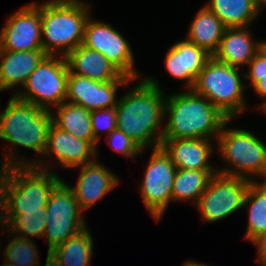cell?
Masks as SVG:
<instances>
[{
	"mask_svg": "<svg viewBox=\"0 0 266 266\" xmlns=\"http://www.w3.org/2000/svg\"><path fill=\"white\" fill-rule=\"evenodd\" d=\"M134 82L135 86L123 93L116 105L117 129L142 150L161 147L167 93L156 77L145 76Z\"/></svg>",
	"mask_w": 266,
	"mask_h": 266,
	"instance_id": "1",
	"label": "cell"
},
{
	"mask_svg": "<svg viewBox=\"0 0 266 266\" xmlns=\"http://www.w3.org/2000/svg\"><path fill=\"white\" fill-rule=\"evenodd\" d=\"M52 124L51 111L35 106L31 102L11 95L3 111H0V139L7 150L3 151L0 168L11 166H35L47 147L48 130ZM13 147V148H12ZM17 150H16V148ZM19 147L39 154L40 157L27 159L21 156ZM13 149V150H12Z\"/></svg>",
	"mask_w": 266,
	"mask_h": 266,
	"instance_id": "2",
	"label": "cell"
},
{
	"mask_svg": "<svg viewBox=\"0 0 266 266\" xmlns=\"http://www.w3.org/2000/svg\"><path fill=\"white\" fill-rule=\"evenodd\" d=\"M164 119H167V123L164 125L162 139L217 140L228 118L193 89H182L166 95Z\"/></svg>",
	"mask_w": 266,
	"mask_h": 266,
	"instance_id": "3",
	"label": "cell"
},
{
	"mask_svg": "<svg viewBox=\"0 0 266 266\" xmlns=\"http://www.w3.org/2000/svg\"><path fill=\"white\" fill-rule=\"evenodd\" d=\"M62 180L55 171L35 166L0 169V215L43 211L51 192Z\"/></svg>",
	"mask_w": 266,
	"mask_h": 266,
	"instance_id": "4",
	"label": "cell"
},
{
	"mask_svg": "<svg viewBox=\"0 0 266 266\" xmlns=\"http://www.w3.org/2000/svg\"><path fill=\"white\" fill-rule=\"evenodd\" d=\"M41 2L42 49L47 55L66 57L82 44L92 5L84 0Z\"/></svg>",
	"mask_w": 266,
	"mask_h": 266,
	"instance_id": "5",
	"label": "cell"
},
{
	"mask_svg": "<svg viewBox=\"0 0 266 266\" xmlns=\"http://www.w3.org/2000/svg\"><path fill=\"white\" fill-rule=\"evenodd\" d=\"M232 120L225 121L216 140V152L226 164L217 166V172L252 182L266 181V143L250 130L229 128Z\"/></svg>",
	"mask_w": 266,
	"mask_h": 266,
	"instance_id": "6",
	"label": "cell"
},
{
	"mask_svg": "<svg viewBox=\"0 0 266 266\" xmlns=\"http://www.w3.org/2000/svg\"><path fill=\"white\" fill-rule=\"evenodd\" d=\"M241 69L211 57L199 73L193 90L208 99L228 119H236L247 109L244 88L245 77Z\"/></svg>",
	"mask_w": 266,
	"mask_h": 266,
	"instance_id": "7",
	"label": "cell"
},
{
	"mask_svg": "<svg viewBox=\"0 0 266 266\" xmlns=\"http://www.w3.org/2000/svg\"><path fill=\"white\" fill-rule=\"evenodd\" d=\"M68 77L65 57L46 55L15 96L52 111L66 100Z\"/></svg>",
	"mask_w": 266,
	"mask_h": 266,
	"instance_id": "8",
	"label": "cell"
},
{
	"mask_svg": "<svg viewBox=\"0 0 266 266\" xmlns=\"http://www.w3.org/2000/svg\"><path fill=\"white\" fill-rule=\"evenodd\" d=\"M45 210L46 227L42 240L46 245L48 243L47 254L87 227L86 215L64 179L51 192Z\"/></svg>",
	"mask_w": 266,
	"mask_h": 266,
	"instance_id": "9",
	"label": "cell"
},
{
	"mask_svg": "<svg viewBox=\"0 0 266 266\" xmlns=\"http://www.w3.org/2000/svg\"><path fill=\"white\" fill-rule=\"evenodd\" d=\"M151 150L139 185V193L152 219L159 222L172 203L171 193L177 168L162 147Z\"/></svg>",
	"mask_w": 266,
	"mask_h": 266,
	"instance_id": "10",
	"label": "cell"
},
{
	"mask_svg": "<svg viewBox=\"0 0 266 266\" xmlns=\"http://www.w3.org/2000/svg\"><path fill=\"white\" fill-rule=\"evenodd\" d=\"M251 182L245 178L219 173L213 175L195 205L201 215L202 224L221 221L242 210Z\"/></svg>",
	"mask_w": 266,
	"mask_h": 266,
	"instance_id": "11",
	"label": "cell"
},
{
	"mask_svg": "<svg viewBox=\"0 0 266 266\" xmlns=\"http://www.w3.org/2000/svg\"><path fill=\"white\" fill-rule=\"evenodd\" d=\"M82 45L100 52L122 75L132 80L143 78L135 69V55L121 31L92 14L85 23Z\"/></svg>",
	"mask_w": 266,
	"mask_h": 266,
	"instance_id": "12",
	"label": "cell"
},
{
	"mask_svg": "<svg viewBox=\"0 0 266 266\" xmlns=\"http://www.w3.org/2000/svg\"><path fill=\"white\" fill-rule=\"evenodd\" d=\"M98 145L96 140H80L52 123L48 130L46 150L35 167L55 171L52 167L57 164L71 170L95 161L100 155Z\"/></svg>",
	"mask_w": 266,
	"mask_h": 266,
	"instance_id": "13",
	"label": "cell"
},
{
	"mask_svg": "<svg viewBox=\"0 0 266 266\" xmlns=\"http://www.w3.org/2000/svg\"><path fill=\"white\" fill-rule=\"evenodd\" d=\"M41 3L32 1L8 15L0 31V50L42 49Z\"/></svg>",
	"mask_w": 266,
	"mask_h": 266,
	"instance_id": "14",
	"label": "cell"
},
{
	"mask_svg": "<svg viewBox=\"0 0 266 266\" xmlns=\"http://www.w3.org/2000/svg\"><path fill=\"white\" fill-rule=\"evenodd\" d=\"M132 82L134 80L124 75L117 80L100 82L69 72L65 101L82 106L90 112L116 107L119 101L117 91L121 87L130 88Z\"/></svg>",
	"mask_w": 266,
	"mask_h": 266,
	"instance_id": "15",
	"label": "cell"
},
{
	"mask_svg": "<svg viewBox=\"0 0 266 266\" xmlns=\"http://www.w3.org/2000/svg\"><path fill=\"white\" fill-rule=\"evenodd\" d=\"M98 159V160H97ZM93 162L74 167L80 169L75 186H71L80 209L85 213L97 202L103 200L120 183V178L108 166L99 162V157Z\"/></svg>",
	"mask_w": 266,
	"mask_h": 266,
	"instance_id": "16",
	"label": "cell"
},
{
	"mask_svg": "<svg viewBox=\"0 0 266 266\" xmlns=\"http://www.w3.org/2000/svg\"><path fill=\"white\" fill-rule=\"evenodd\" d=\"M165 71L177 81H183L184 89H193L199 73L212 57L205 49L185 37L165 52Z\"/></svg>",
	"mask_w": 266,
	"mask_h": 266,
	"instance_id": "17",
	"label": "cell"
},
{
	"mask_svg": "<svg viewBox=\"0 0 266 266\" xmlns=\"http://www.w3.org/2000/svg\"><path fill=\"white\" fill-rule=\"evenodd\" d=\"M215 141L202 138L162 139L161 147L177 169L217 170V165L214 166L211 161L213 154H218L213 152L216 151Z\"/></svg>",
	"mask_w": 266,
	"mask_h": 266,
	"instance_id": "18",
	"label": "cell"
},
{
	"mask_svg": "<svg viewBox=\"0 0 266 266\" xmlns=\"http://www.w3.org/2000/svg\"><path fill=\"white\" fill-rule=\"evenodd\" d=\"M46 55L43 50H0V91L15 95Z\"/></svg>",
	"mask_w": 266,
	"mask_h": 266,
	"instance_id": "19",
	"label": "cell"
},
{
	"mask_svg": "<svg viewBox=\"0 0 266 266\" xmlns=\"http://www.w3.org/2000/svg\"><path fill=\"white\" fill-rule=\"evenodd\" d=\"M250 27L225 28L212 57L232 67L246 68L258 51V40L254 39Z\"/></svg>",
	"mask_w": 266,
	"mask_h": 266,
	"instance_id": "20",
	"label": "cell"
},
{
	"mask_svg": "<svg viewBox=\"0 0 266 266\" xmlns=\"http://www.w3.org/2000/svg\"><path fill=\"white\" fill-rule=\"evenodd\" d=\"M69 72L92 80L107 82L117 80L122 74L100 52L79 45L66 57Z\"/></svg>",
	"mask_w": 266,
	"mask_h": 266,
	"instance_id": "21",
	"label": "cell"
},
{
	"mask_svg": "<svg viewBox=\"0 0 266 266\" xmlns=\"http://www.w3.org/2000/svg\"><path fill=\"white\" fill-rule=\"evenodd\" d=\"M209 1V2H208ZM205 6L226 28L249 27L266 6L260 0H208Z\"/></svg>",
	"mask_w": 266,
	"mask_h": 266,
	"instance_id": "22",
	"label": "cell"
},
{
	"mask_svg": "<svg viewBox=\"0 0 266 266\" xmlns=\"http://www.w3.org/2000/svg\"><path fill=\"white\" fill-rule=\"evenodd\" d=\"M88 226L49 252L50 266H89L93 259V238Z\"/></svg>",
	"mask_w": 266,
	"mask_h": 266,
	"instance_id": "23",
	"label": "cell"
},
{
	"mask_svg": "<svg viewBox=\"0 0 266 266\" xmlns=\"http://www.w3.org/2000/svg\"><path fill=\"white\" fill-rule=\"evenodd\" d=\"M225 28L222 21L204 4L190 22L185 38L213 55Z\"/></svg>",
	"mask_w": 266,
	"mask_h": 266,
	"instance_id": "24",
	"label": "cell"
},
{
	"mask_svg": "<svg viewBox=\"0 0 266 266\" xmlns=\"http://www.w3.org/2000/svg\"><path fill=\"white\" fill-rule=\"evenodd\" d=\"M52 123L80 140L93 138L90 111L84 107L64 101L52 111Z\"/></svg>",
	"mask_w": 266,
	"mask_h": 266,
	"instance_id": "25",
	"label": "cell"
},
{
	"mask_svg": "<svg viewBox=\"0 0 266 266\" xmlns=\"http://www.w3.org/2000/svg\"><path fill=\"white\" fill-rule=\"evenodd\" d=\"M217 170L177 169L173 179L172 202H191L194 206L207 188L211 177Z\"/></svg>",
	"mask_w": 266,
	"mask_h": 266,
	"instance_id": "26",
	"label": "cell"
},
{
	"mask_svg": "<svg viewBox=\"0 0 266 266\" xmlns=\"http://www.w3.org/2000/svg\"><path fill=\"white\" fill-rule=\"evenodd\" d=\"M243 207H247L248 211L246 233L243 236L252 243L266 232V181L250 183Z\"/></svg>",
	"mask_w": 266,
	"mask_h": 266,
	"instance_id": "27",
	"label": "cell"
},
{
	"mask_svg": "<svg viewBox=\"0 0 266 266\" xmlns=\"http://www.w3.org/2000/svg\"><path fill=\"white\" fill-rule=\"evenodd\" d=\"M1 230L25 239L43 238L46 227V210L21 212L18 215H0Z\"/></svg>",
	"mask_w": 266,
	"mask_h": 266,
	"instance_id": "28",
	"label": "cell"
},
{
	"mask_svg": "<svg viewBox=\"0 0 266 266\" xmlns=\"http://www.w3.org/2000/svg\"><path fill=\"white\" fill-rule=\"evenodd\" d=\"M8 237V243L3 251L2 259L6 264L11 266H42L39 259V249L34 240L25 239L23 237L12 234Z\"/></svg>",
	"mask_w": 266,
	"mask_h": 266,
	"instance_id": "29",
	"label": "cell"
},
{
	"mask_svg": "<svg viewBox=\"0 0 266 266\" xmlns=\"http://www.w3.org/2000/svg\"><path fill=\"white\" fill-rule=\"evenodd\" d=\"M117 120L116 107L103 108L90 112V121L93 138L99 143L102 139V133L107 135L114 131Z\"/></svg>",
	"mask_w": 266,
	"mask_h": 266,
	"instance_id": "30",
	"label": "cell"
},
{
	"mask_svg": "<svg viewBox=\"0 0 266 266\" xmlns=\"http://www.w3.org/2000/svg\"><path fill=\"white\" fill-rule=\"evenodd\" d=\"M108 146L121 154L127 159H136L139 155L143 154L146 149H141L135 141H133L127 134L117 128L110 132L106 137Z\"/></svg>",
	"mask_w": 266,
	"mask_h": 266,
	"instance_id": "31",
	"label": "cell"
},
{
	"mask_svg": "<svg viewBox=\"0 0 266 266\" xmlns=\"http://www.w3.org/2000/svg\"><path fill=\"white\" fill-rule=\"evenodd\" d=\"M246 89L252 88L260 81V77H266V58L258 52L247 66V72H244ZM248 79V81H247ZM248 84H247V82Z\"/></svg>",
	"mask_w": 266,
	"mask_h": 266,
	"instance_id": "32",
	"label": "cell"
},
{
	"mask_svg": "<svg viewBox=\"0 0 266 266\" xmlns=\"http://www.w3.org/2000/svg\"><path fill=\"white\" fill-rule=\"evenodd\" d=\"M251 244L257 249V262L261 266H266V232L261 234Z\"/></svg>",
	"mask_w": 266,
	"mask_h": 266,
	"instance_id": "33",
	"label": "cell"
},
{
	"mask_svg": "<svg viewBox=\"0 0 266 266\" xmlns=\"http://www.w3.org/2000/svg\"><path fill=\"white\" fill-rule=\"evenodd\" d=\"M251 89L259 99H262L261 104H258L259 106H253V109H258L266 101V77H260V81Z\"/></svg>",
	"mask_w": 266,
	"mask_h": 266,
	"instance_id": "34",
	"label": "cell"
},
{
	"mask_svg": "<svg viewBox=\"0 0 266 266\" xmlns=\"http://www.w3.org/2000/svg\"><path fill=\"white\" fill-rule=\"evenodd\" d=\"M261 56L266 58V40H258V51H257Z\"/></svg>",
	"mask_w": 266,
	"mask_h": 266,
	"instance_id": "35",
	"label": "cell"
},
{
	"mask_svg": "<svg viewBox=\"0 0 266 266\" xmlns=\"http://www.w3.org/2000/svg\"><path fill=\"white\" fill-rule=\"evenodd\" d=\"M181 266H212V264L208 265L205 262H198L197 260L194 261L191 259V260H186L184 263L181 264Z\"/></svg>",
	"mask_w": 266,
	"mask_h": 266,
	"instance_id": "36",
	"label": "cell"
},
{
	"mask_svg": "<svg viewBox=\"0 0 266 266\" xmlns=\"http://www.w3.org/2000/svg\"><path fill=\"white\" fill-rule=\"evenodd\" d=\"M257 110H260L259 113H264V115L266 116V101L257 109Z\"/></svg>",
	"mask_w": 266,
	"mask_h": 266,
	"instance_id": "37",
	"label": "cell"
},
{
	"mask_svg": "<svg viewBox=\"0 0 266 266\" xmlns=\"http://www.w3.org/2000/svg\"><path fill=\"white\" fill-rule=\"evenodd\" d=\"M43 266H50L49 265V254H47L46 261H45V265H43Z\"/></svg>",
	"mask_w": 266,
	"mask_h": 266,
	"instance_id": "38",
	"label": "cell"
},
{
	"mask_svg": "<svg viewBox=\"0 0 266 266\" xmlns=\"http://www.w3.org/2000/svg\"><path fill=\"white\" fill-rule=\"evenodd\" d=\"M266 6V0H260Z\"/></svg>",
	"mask_w": 266,
	"mask_h": 266,
	"instance_id": "39",
	"label": "cell"
},
{
	"mask_svg": "<svg viewBox=\"0 0 266 266\" xmlns=\"http://www.w3.org/2000/svg\"><path fill=\"white\" fill-rule=\"evenodd\" d=\"M1 266H11V265L6 264V263L4 262V264H2Z\"/></svg>",
	"mask_w": 266,
	"mask_h": 266,
	"instance_id": "40",
	"label": "cell"
}]
</instances>
